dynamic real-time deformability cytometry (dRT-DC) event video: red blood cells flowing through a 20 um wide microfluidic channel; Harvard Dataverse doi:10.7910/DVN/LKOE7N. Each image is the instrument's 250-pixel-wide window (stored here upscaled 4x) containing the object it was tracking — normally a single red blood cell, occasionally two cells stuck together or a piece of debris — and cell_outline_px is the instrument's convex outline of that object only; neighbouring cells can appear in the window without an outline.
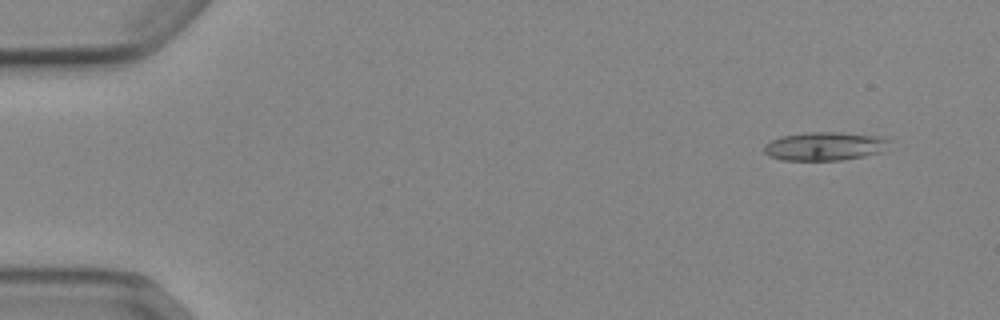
{"species": "Egyptian fruit bat (a non-hibernating species)", "species_latin": "Rousettus aegyptiacus", "temperature_condition": "cold", "stored_images_in_passage": 52, "camera_frame_rate_fps": 3000, "um_per_image_px": 0.085, "animal": {"sex": "female"}, "frame": {"image": 1, "passage_image": 4, "time_ms": 1.0, "image_size_px": [1000, 320], "cell_outline_px": [[892, 140], [884, 152], [844, 160], [780, 160], [768, 156], [764, 152], [764, 144], [772, 140], [784, 136], [808, 132], [840, 132], [880, 136]], "centroid_in_image_um": [70.15, 12.43], "position_along_channel_um": 14.9, "area_um2": 21.04}}
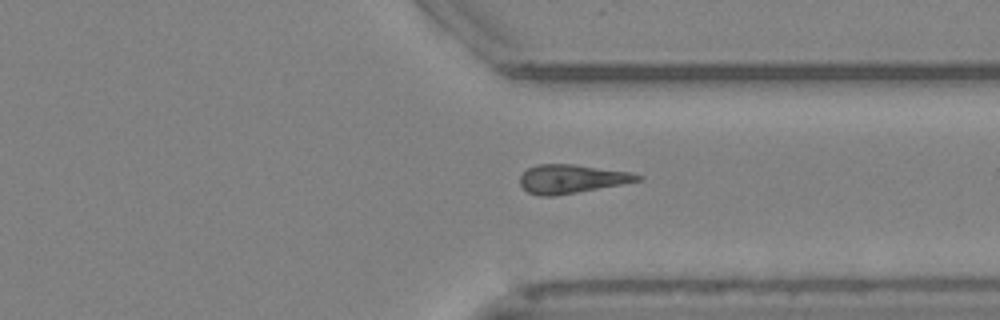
{"frame": {"image": 2, "passage_image": 40, "time_ms": 13.0, "image_size_px": [1000, 320], "cell_outline_px": [[644, 176], [640, 180], [620, 184], [556, 196], [540, 196], [528, 192], [520, 184], [520, 176], [528, 168], [536, 164], [572, 164], [632, 172]], "centroid_in_image_um": [48.57, 15.2], "position_along_channel_um": 362.8, "area_um2": 19.54}}
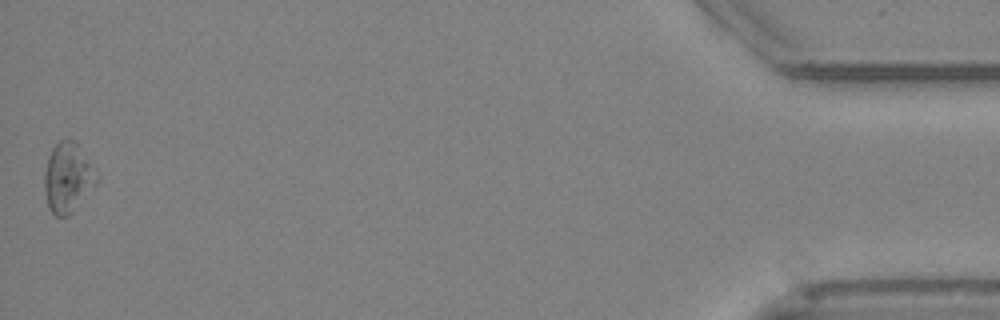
{"frame": {"image": 3, "passage_image": 52, "time_ms": 17.0, "image_size_px": [1000, 320], "cell_outline_px": [[96, 184], [72, 212], [68, 216], [56, 216], [48, 208], [44, 192], [44, 172], [48, 156], [52, 148], [60, 140], [72, 140], [76, 144], [88, 164], [96, 180]], "centroid_in_image_um": [5.66, 15.16], "position_along_channel_um": 429.5, "area_um2": 20.29}}